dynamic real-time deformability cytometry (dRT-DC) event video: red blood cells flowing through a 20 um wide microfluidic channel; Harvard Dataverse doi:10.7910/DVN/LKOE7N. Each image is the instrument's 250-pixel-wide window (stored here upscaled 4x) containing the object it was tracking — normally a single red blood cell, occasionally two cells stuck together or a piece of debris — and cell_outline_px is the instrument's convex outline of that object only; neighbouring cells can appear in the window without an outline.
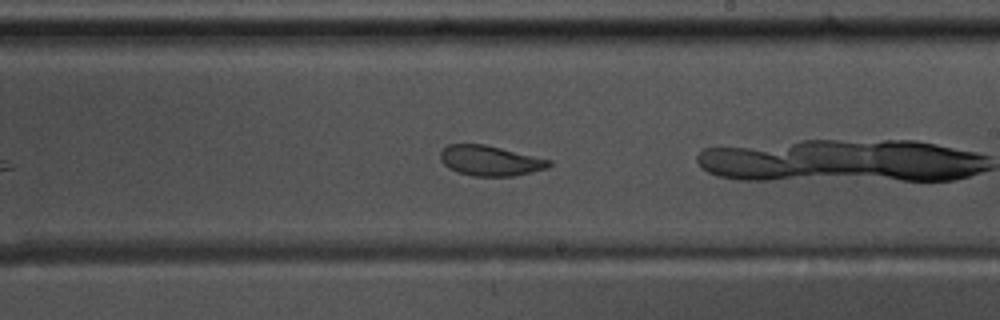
{"species": "common noctule bat (a hibernating species)", "species_latin": "Nyctalus noctula", "temperature_condition": "warm", "stored_images_in_passage": 31, "camera_frame_rate_fps": 3000, "um_per_image_px": 0.085, "animal": {"sex": "male", "body_mass_g": 17.5, "forearm_length_mm": 52.3}, "frame": {"image": 1, "passage_image": 22, "time_ms": 7.0, "image_size_px": [1000, 320], "cell_outline_px": [[552, 164], [548, 168], [532, 172], [512, 176], [472, 176], [456, 172], [448, 168], [440, 160], [440, 152], [448, 144], [484, 144], [552, 160]], "centroid_in_image_um": [41.65, 13.66], "position_along_channel_um": 247.3, "area_um2": 19.19}}